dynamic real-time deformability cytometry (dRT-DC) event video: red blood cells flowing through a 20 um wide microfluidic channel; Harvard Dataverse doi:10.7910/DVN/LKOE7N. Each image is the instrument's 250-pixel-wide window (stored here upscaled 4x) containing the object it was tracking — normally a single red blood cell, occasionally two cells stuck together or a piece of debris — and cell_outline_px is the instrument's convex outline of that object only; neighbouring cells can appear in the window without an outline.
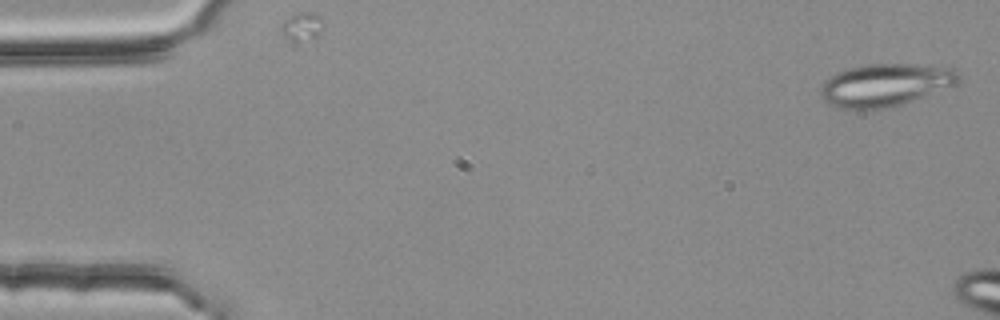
{"species": "common noctule bat (a hibernating species)", "species_latin": "Nyctalus noctula", "temperature_condition": "room temperature", "stored_images_in_passage": 5, "camera_frame_rate_fps": 3000, "um_per_image_px": 0.085, "animal": {"sex": "female", "body_mass_g": 25.1}, "frame": {"image": 1, "passage_image": 2, "time_ms": 0.333, "image_size_px": [1000, 320], "cell_outline_px": [[964, 76], [956, 84], [892, 108], [868, 112], [840, 108], [828, 104], [824, 100], [820, 92], [820, 88], [824, 80], [828, 76], [852, 68], [868, 64], [940, 64], [956, 68]], "centroid_in_image_um": [75.3, 7.24], "position_along_channel_um": 9.7, "area_um2": 35.37}}